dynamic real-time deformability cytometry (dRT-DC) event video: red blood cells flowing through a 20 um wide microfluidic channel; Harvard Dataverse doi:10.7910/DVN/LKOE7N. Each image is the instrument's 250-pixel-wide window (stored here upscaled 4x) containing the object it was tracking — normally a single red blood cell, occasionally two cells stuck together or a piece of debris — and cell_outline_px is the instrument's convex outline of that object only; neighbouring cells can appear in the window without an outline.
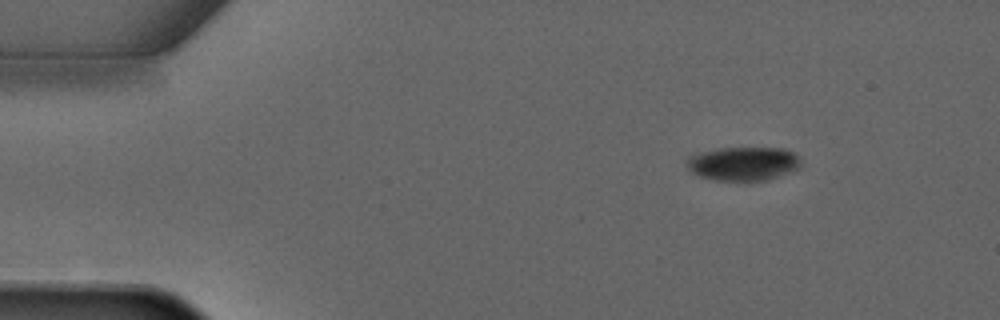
{"species": "common noctule bat (a hibernating species)", "species_latin": "Nyctalus noctula", "temperature_condition": "warm", "stored_images_in_passage": 4, "camera_frame_rate_fps": 3000, "um_per_image_px": 0.085, "animal": {"sex": "male", "forearm_length_mm": 52.5}, "frame": {"image": 1, "passage_image": 2, "time_ms": 1.0, "image_size_px": [1000, 320], "cell_outline_px": [[800, 168], [768, 180], [712, 180], [700, 176], [692, 172], [688, 168], [688, 156], [720, 148], [784, 148], [792, 152], [800, 160]], "centroid_in_image_um": [63.2, 13.91], "position_along_channel_um": 21.8, "area_um2": 22.2}}
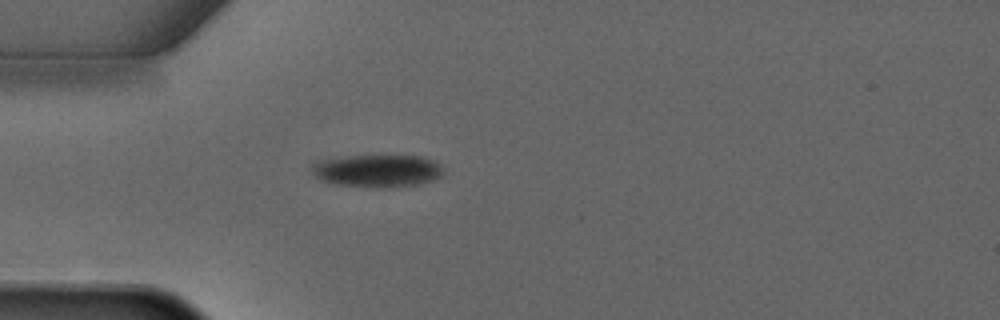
{"frame": {"image": 2, "passage_image": 4, "time_ms": 3.333, "image_size_px": [1000, 320], "cell_outline_px": [[444, 172], [440, 176], [432, 180], [416, 184], [340, 184], [324, 180], [316, 176], [312, 172], [312, 164], [320, 160], [344, 156], [420, 156], [432, 160], [440, 164]], "centroid_in_image_um": [32.09, 14.44], "position_along_channel_um": 52.9, "area_um2": 23.41}}